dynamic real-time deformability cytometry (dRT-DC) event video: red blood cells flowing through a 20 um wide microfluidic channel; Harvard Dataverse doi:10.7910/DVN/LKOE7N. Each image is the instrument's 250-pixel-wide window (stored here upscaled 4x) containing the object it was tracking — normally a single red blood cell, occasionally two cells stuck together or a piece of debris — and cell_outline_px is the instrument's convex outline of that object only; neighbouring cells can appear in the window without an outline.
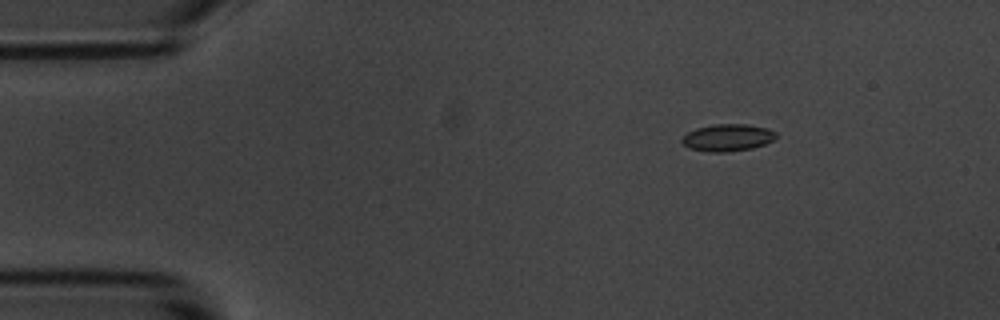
{"species": "common noctule bat (a hibernating species)", "species_latin": "Nyctalus noctula", "temperature_condition": "room temperature", "stored_images_in_passage": 5, "segment_of_instrument_passage": [1, 2], "camera_frame_rate_fps": 3000, "um_per_image_px": 0.085, "animal": {"sex": "male", "body_mass_g": 20.1, "forearm_length_mm": 53.5}, "frame": {"image": 1, "passage_image": 2, "time_ms": 1.333, "image_size_px": [1000, 320], "cell_outline_px": [[776, 136], [772, 140], [764, 144], [752, 148], [728, 152], [708, 152], [688, 148], [680, 140], [688, 132], [696, 128], [712, 124], [748, 124], [768, 128], [776, 132]], "centroid_in_image_um": [61.83, 11.69], "position_along_channel_um": 23.2, "area_um2": 14.91}}